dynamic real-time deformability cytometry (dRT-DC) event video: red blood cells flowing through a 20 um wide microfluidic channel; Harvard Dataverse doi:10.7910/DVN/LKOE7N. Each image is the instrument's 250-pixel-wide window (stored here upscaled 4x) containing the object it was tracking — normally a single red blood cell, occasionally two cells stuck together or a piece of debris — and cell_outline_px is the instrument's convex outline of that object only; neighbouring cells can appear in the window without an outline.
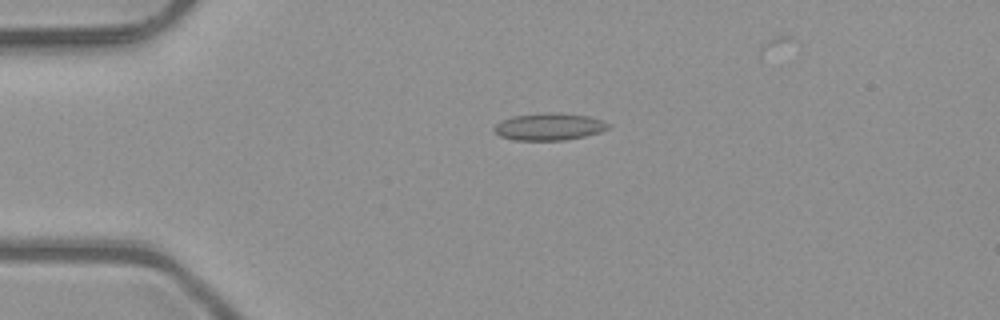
{"species": "common noctule bat (a hibernating species)", "species_latin": "Nyctalus noctula", "temperature_condition": "room temperature", "stored_images_in_passage": 3, "camera_frame_rate_fps": 3000, "um_per_image_px": 0.085, "animal": {"sex": "male", "body_mass_g": 23.1, "forearm_length_mm": 52.7}, "frame": {"image": 1, "passage_image": 3, "time_ms": 0.667, "image_size_px": [1000, 320], "cell_outline_px": [[612, 124], [608, 128], [600, 132], [584, 136], [564, 140], [516, 140], [500, 136], [492, 128], [496, 124], [512, 116], [544, 112], [560, 112], [588, 116], [604, 120]], "centroid_in_image_um": [46.71, 10.75], "position_along_channel_um": 38.3, "area_um2": 18.15}}